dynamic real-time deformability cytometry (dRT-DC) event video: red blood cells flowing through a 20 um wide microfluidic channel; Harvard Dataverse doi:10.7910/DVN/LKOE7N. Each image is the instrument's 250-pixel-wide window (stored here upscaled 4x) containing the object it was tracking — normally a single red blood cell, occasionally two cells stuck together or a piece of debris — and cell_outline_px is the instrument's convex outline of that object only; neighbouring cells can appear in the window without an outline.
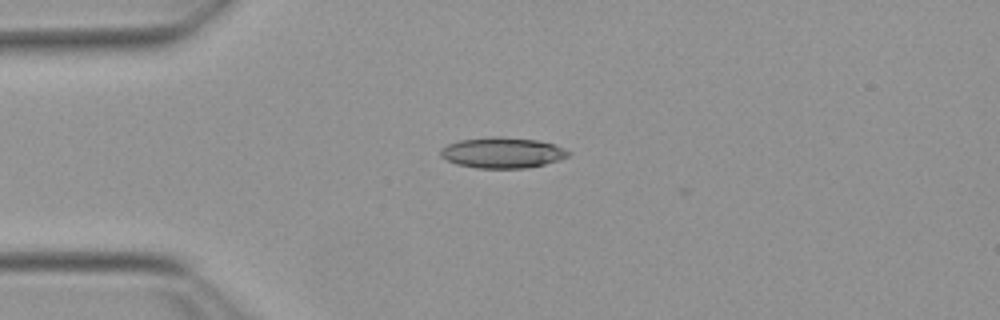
{"species": "Egyptian fruit bat (a non-hibernating species)", "species_latin": "Rousettus aegyptiacus", "temperature_condition": "warm", "stored_images_in_passage": 2, "camera_frame_rate_fps": 3000, "um_per_image_px": 0.085, "animal": {"sex": "female"}, "frame": {"image": 1, "passage_image": 1, "time_ms": 0.0, "image_size_px": [1000, 320], "cell_outline_px": [[572, 152], [568, 156], [560, 160], [528, 168], [476, 168], [456, 164], [440, 156], [440, 148], [448, 144], [460, 140], [488, 136], [500, 136], [536, 140], [552, 144], [564, 148]], "centroid_in_image_um": [42.69, 12.98], "position_along_channel_um": 42.3, "area_um2": 23.0}}